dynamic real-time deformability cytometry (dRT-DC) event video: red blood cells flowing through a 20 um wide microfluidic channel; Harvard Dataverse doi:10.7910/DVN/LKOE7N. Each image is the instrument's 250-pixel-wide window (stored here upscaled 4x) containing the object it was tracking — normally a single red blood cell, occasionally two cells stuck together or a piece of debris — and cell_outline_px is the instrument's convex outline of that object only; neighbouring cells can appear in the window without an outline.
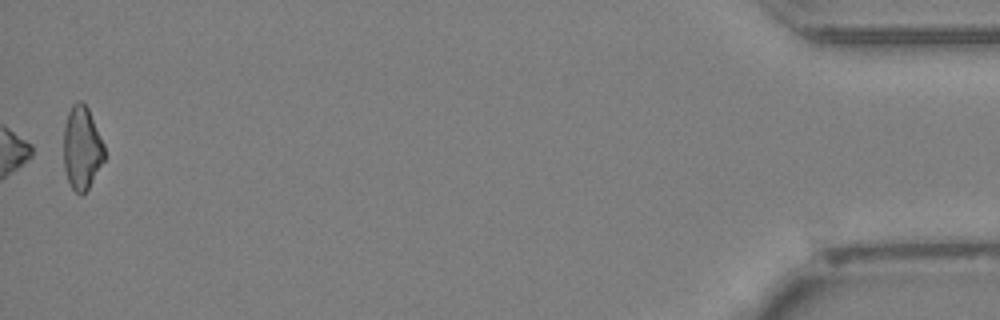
{"species": "Egyptian fruit bat (a non-hibernating species)", "species_latin": "Rousettus aegyptiacus", "temperature_condition": "cold", "stored_images_in_passage": 29, "camera_frame_rate_fps": 3000, "um_per_image_px": 0.085, "animal": {"sex": "female"}, "frame": {"image": 1, "passage_image": 29, "time_ms": 9.333, "image_size_px": [1000, 320], "cell_outline_px": [[104, 160], [88, 188], [80, 196], [72, 188], [68, 180], [64, 168], [64, 124], [68, 112], [72, 104], [76, 100], [80, 100], [88, 108], [104, 144]], "centroid_in_image_um": [6.95, 12.55], "position_along_channel_um": 428.3, "area_um2": 19.71}}